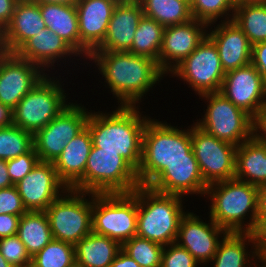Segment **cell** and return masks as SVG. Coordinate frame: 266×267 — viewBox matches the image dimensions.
<instances>
[{"mask_svg": "<svg viewBox=\"0 0 266 267\" xmlns=\"http://www.w3.org/2000/svg\"><path fill=\"white\" fill-rule=\"evenodd\" d=\"M0 253L14 267L31 265V257L17 234L0 239Z\"/></svg>", "mask_w": 266, "mask_h": 267, "instance_id": "38", "label": "cell"}, {"mask_svg": "<svg viewBox=\"0 0 266 267\" xmlns=\"http://www.w3.org/2000/svg\"><path fill=\"white\" fill-rule=\"evenodd\" d=\"M182 198L139 185L136 235L163 246L175 243L180 221L186 214Z\"/></svg>", "mask_w": 266, "mask_h": 267, "instance_id": "5", "label": "cell"}, {"mask_svg": "<svg viewBox=\"0 0 266 267\" xmlns=\"http://www.w3.org/2000/svg\"><path fill=\"white\" fill-rule=\"evenodd\" d=\"M81 104L71 103L44 128L33 134L39 161L54 162L66 146L85 127L90 112Z\"/></svg>", "mask_w": 266, "mask_h": 267, "instance_id": "13", "label": "cell"}, {"mask_svg": "<svg viewBox=\"0 0 266 267\" xmlns=\"http://www.w3.org/2000/svg\"><path fill=\"white\" fill-rule=\"evenodd\" d=\"M164 29L165 27L157 21L143 16L138 24L133 44L128 52L150 57L158 63Z\"/></svg>", "mask_w": 266, "mask_h": 267, "instance_id": "32", "label": "cell"}, {"mask_svg": "<svg viewBox=\"0 0 266 267\" xmlns=\"http://www.w3.org/2000/svg\"><path fill=\"white\" fill-rule=\"evenodd\" d=\"M21 216L0 214V239L17 234Z\"/></svg>", "mask_w": 266, "mask_h": 267, "instance_id": "44", "label": "cell"}, {"mask_svg": "<svg viewBox=\"0 0 266 267\" xmlns=\"http://www.w3.org/2000/svg\"><path fill=\"white\" fill-rule=\"evenodd\" d=\"M156 120V121H155ZM196 159L192 150L191 128L149 119L143 133L142 159L137 177L140 185L148 186L172 162Z\"/></svg>", "mask_w": 266, "mask_h": 267, "instance_id": "4", "label": "cell"}, {"mask_svg": "<svg viewBox=\"0 0 266 267\" xmlns=\"http://www.w3.org/2000/svg\"><path fill=\"white\" fill-rule=\"evenodd\" d=\"M139 185L137 171L119 152L92 146L84 172V192L132 193Z\"/></svg>", "mask_w": 266, "mask_h": 267, "instance_id": "8", "label": "cell"}, {"mask_svg": "<svg viewBox=\"0 0 266 267\" xmlns=\"http://www.w3.org/2000/svg\"><path fill=\"white\" fill-rule=\"evenodd\" d=\"M191 143L194 156L207 185L235 177L237 146L217 139L194 123L191 126Z\"/></svg>", "mask_w": 266, "mask_h": 267, "instance_id": "12", "label": "cell"}, {"mask_svg": "<svg viewBox=\"0 0 266 267\" xmlns=\"http://www.w3.org/2000/svg\"><path fill=\"white\" fill-rule=\"evenodd\" d=\"M220 93L253 117L266 104V81L250 63L226 72Z\"/></svg>", "mask_w": 266, "mask_h": 267, "instance_id": "15", "label": "cell"}, {"mask_svg": "<svg viewBox=\"0 0 266 267\" xmlns=\"http://www.w3.org/2000/svg\"><path fill=\"white\" fill-rule=\"evenodd\" d=\"M89 59L121 106H139L143 96L165 76L157 61L128 51H94Z\"/></svg>", "mask_w": 266, "mask_h": 267, "instance_id": "1", "label": "cell"}, {"mask_svg": "<svg viewBox=\"0 0 266 267\" xmlns=\"http://www.w3.org/2000/svg\"><path fill=\"white\" fill-rule=\"evenodd\" d=\"M19 0H0V26L5 29Z\"/></svg>", "mask_w": 266, "mask_h": 267, "instance_id": "46", "label": "cell"}, {"mask_svg": "<svg viewBox=\"0 0 266 267\" xmlns=\"http://www.w3.org/2000/svg\"><path fill=\"white\" fill-rule=\"evenodd\" d=\"M45 28L39 4L30 0H19L4 29L5 51L15 53L28 39Z\"/></svg>", "mask_w": 266, "mask_h": 267, "instance_id": "25", "label": "cell"}, {"mask_svg": "<svg viewBox=\"0 0 266 267\" xmlns=\"http://www.w3.org/2000/svg\"><path fill=\"white\" fill-rule=\"evenodd\" d=\"M0 267H14L9 264V262L0 253Z\"/></svg>", "mask_w": 266, "mask_h": 267, "instance_id": "55", "label": "cell"}, {"mask_svg": "<svg viewBox=\"0 0 266 267\" xmlns=\"http://www.w3.org/2000/svg\"><path fill=\"white\" fill-rule=\"evenodd\" d=\"M45 213L53 239L75 245L92 232V193L68 188Z\"/></svg>", "mask_w": 266, "mask_h": 267, "instance_id": "9", "label": "cell"}, {"mask_svg": "<svg viewBox=\"0 0 266 267\" xmlns=\"http://www.w3.org/2000/svg\"><path fill=\"white\" fill-rule=\"evenodd\" d=\"M251 63L261 73L266 81V41L252 46Z\"/></svg>", "mask_w": 266, "mask_h": 267, "instance_id": "43", "label": "cell"}, {"mask_svg": "<svg viewBox=\"0 0 266 267\" xmlns=\"http://www.w3.org/2000/svg\"><path fill=\"white\" fill-rule=\"evenodd\" d=\"M235 5L233 0H191L190 11L193 19L211 26V24L213 25L217 22V19L222 17L223 19L225 17V19L221 21L232 20Z\"/></svg>", "mask_w": 266, "mask_h": 267, "instance_id": "37", "label": "cell"}, {"mask_svg": "<svg viewBox=\"0 0 266 267\" xmlns=\"http://www.w3.org/2000/svg\"><path fill=\"white\" fill-rule=\"evenodd\" d=\"M110 1L115 2L116 4H120V3L127 2L129 0H110Z\"/></svg>", "mask_w": 266, "mask_h": 267, "instance_id": "57", "label": "cell"}, {"mask_svg": "<svg viewBox=\"0 0 266 267\" xmlns=\"http://www.w3.org/2000/svg\"><path fill=\"white\" fill-rule=\"evenodd\" d=\"M46 28L57 34L80 56V34L76 4H39Z\"/></svg>", "mask_w": 266, "mask_h": 267, "instance_id": "27", "label": "cell"}, {"mask_svg": "<svg viewBox=\"0 0 266 267\" xmlns=\"http://www.w3.org/2000/svg\"><path fill=\"white\" fill-rule=\"evenodd\" d=\"M7 168V160L0 159V189L13 186Z\"/></svg>", "mask_w": 266, "mask_h": 267, "instance_id": "48", "label": "cell"}, {"mask_svg": "<svg viewBox=\"0 0 266 267\" xmlns=\"http://www.w3.org/2000/svg\"><path fill=\"white\" fill-rule=\"evenodd\" d=\"M17 236L31 258L51 242L53 235L45 211H27L22 214Z\"/></svg>", "mask_w": 266, "mask_h": 267, "instance_id": "30", "label": "cell"}, {"mask_svg": "<svg viewBox=\"0 0 266 267\" xmlns=\"http://www.w3.org/2000/svg\"><path fill=\"white\" fill-rule=\"evenodd\" d=\"M266 225V183L258 186V234Z\"/></svg>", "mask_w": 266, "mask_h": 267, "instance_id": "45", "label": "cell"}, {"mask_svg": "<svg viewBox=\"0 0 266 267\" xmlns=\"http://www.w3.org/2000/svg\"><path fill=\"white\" fill-rule=\"evenodd\" d=\"M12 124V110L0 103V127Z\"/></svg>", "mask_w": 266, "mask_h": 267, "instance_id": "49", "label": "cell"}, {"mask_svg": "<svg viewBox=\"0 0 266 267\" xmlns=\"http://www.w3.org/2000/svg\"><path fill=\"white\" fill-rule=\"evenodd\" d=\"M143 16V10L137 0L117 4L108 24L106 37L95 51H129Z\"/></svg>", "mask_w": 266, "mask_h": 267, "instance_id": "23", "label": "cell"}, {"mask_svg": "<svg viewBox=\"0 0 266 267\" xmlns=\"http://www.w3.org/2000/svg\"><path fill=\"white\" fill-rule=\"evenodd\" d=\"M38 162L39 158L34 147L29 152L7 160L8 173L12 183L15 185L23 179Z\"/></svg>", "mask_w": 266, "mask_h": 267, "instance_id": "40", "label": "cell"}, {"mask_svg": "<svg viewBox=\"0 0 266 267\" xmlns=\"http://www.w3.org/2000/svg\"><path fill=\"white\" fill-rule=\"evenodd\" d=\"M116 3L110 0H78L80 56L89 58L104 41Z\"/></svg>", "mask_w": 266, "mask_h": 267, "instance_id": "19", "label": "cell"}, {"mask_svg": "<svg viewBox=\"0 0 266 267\" xmlns=\"http://www.w3.org/2000/svg\"><path fill=\"white\" fill-rule=\"evenodd\" d=\"M208 26L205 22L191 19L183 24L165 27L158 65L167 76L205 39Z\"/></svg>", "mask_w": 266, "mask_h": 267, "instance_id": "17", "label": "cell"}, {"mask_svg": "<svg viewBox=\"0 0 266 267\" xmlns=\"http://www.w3.org/2000/svg\"><path fill=\"white\" fill-rule=\"evenodd\" d=\"M15 186L27 211H45L68 189L59 179L53 162L42 161Z\"/></svg>", "mask_w": 266, "mask_h": 267, "instance_id": "16", "label": "cell"}, {"mask_svg": "<svg viewBox=\"0 0 266 267\" xmlns=\"http://www.w3.org/2000/svg\"><path fill=\"white\" fill-rule=\"evenodd\" d=\"M250 243L253 248L249 252L247 248ZM263 252L258 234L228 232L221 239L210 263H214L213 267H252V262H255L253 258H259Z\"/></svg>", "mask_w": 266, "mask_h": 267, "instance_id": "26", "label": "cell"}, {"mask_svg": "<svg viewBox=\"0 0 266 267\" xmlns=\"http://www.w3.org/2000/svg\"><path fill=\"white\" fill-rule=\"evenodd\" d=\"M199 97L208 102L203 118L194 123L199 128L235 146H239L252 137V117L223 94L213 92Z\"/></svg>", "mask_w": 266, "mask_h": 267, "instance_id": "10", "label": "cell"}, {"mask_svg": "<svg viewBox=\"0 0 266 267\" xmlns=\"http://www.w3.org/2000/svg\"><path fill=\"white\" fill-rule=\"evenodd\" d=\"M232 20L252 46L266 41V5H235Z\"/></svg>", "mask_w": 266, "mask_h": 267, "instance_id": "33", "label": "cell"}, {"mask_svg": "<svg viewBox=\"0 0 266 267\" xmlns=\"http://www.w3.org/2000/svg\"><path fill=\"white\" fill-rule=\"evenodd\" d=\"M163 245L135 236L122 244L121 250L141 267H161Z\"/></svg>", "mask_w": 266, "mask_h": 267, "instance_id": "35", "label": "cell"}, {"mask_svg": "<svg viewBox=\"0 0 266 267\" xmlns=\"http://www.w3.org/2000/svg\"><path fill=\"white\" fill-rule=\"evenodd\" d=\"M15 54L38 65L44 72L60 59L80 57L61 37L48 28L28 39ZM65 57V58H64ZM44 67V68H43Z\"/></svg>", "mask_w": 266, "mask_h": 267, "instance_id": "24", "label": "cell"}, {"mask_svg": "<svg viewBox=\"0 0 266 267\" xmlns=\"http://www.w3.org/2000/svg\"><path fill=\"white\" fill-rule=\"evenodd\" d=\"M140 106L119 105L112 113L91 112L86 126L92 144L100 151L119 152L136 171L142 159L143 133L150 116H142Z\"/></svg>", "mask_w": 266, "mask_h": 267, "instance_id": "2", "label": "cell"}, {"mask_svg": "<svg viewBox=\"0 0 266 267\" xmlns=\"http://www.w3.org/2000/svg\"><path fill=\"white\" fill-rule=\"evenodd\" d=\"M68 267H85V266L76 259H74V261Z\"/></svg>", "mask_w": 266, "mask_h": 267, "instance_id": "56", "label": "cell"}, {"mask_svg": "<svg viewBox=\"0 0 266 267\" xmlns=\"http://www.w3.org/2000/svg\"><path fill=\"white\" fill-rule=\"evenodd\" d=\"M111 267H141L138 263L129 257L122 250L118 253V255L114 258V261L111 264Z\"/></svg>", "mask_w": 266, "mask_h": 267, "instance_id": "47", "label": "cell"}, {"mask_svg": "<svg viewBox=\"0 0 266 267\" xmlns=\"http://www.w3.org/2000/svg\"><path fill=\"white\" fill-rule=\"evenodd\" d=\"M74 259L73 244L53 239L31 258L30 267H68Z\"/></svg>", "mask_w": 266, "mask_h": 267, "instance_id": "36", "label": "cell"}, {"mask_svg": "<svg viewBox=\"0 0 266 267\" xmlns=\"http://www.w3.org/2000/svg\"><path fill=\"white\" fill-rule=\"evenodd\" d=\"M217 26L209 29L207 36L217 47L225 73L250 64L252 45L243 30L233 20L221 21Z\"/></svg>", "mask_w": 266, "mask_h": 267, "instance_id": "21", "label": "cell"}, {"mask_svg": "<svg viewBox=\"0 0 266 267\" xmlns=\"http://www.w3.org/2000/svg\"><path fill=\"white\" fill-rule=\"evenodd\" d=\"M26 212L27 210L15 185L0 189V214L21 216Z\"/></svg>", "mask_w": 266, "mask_h": 267, "instance_id": "41", "label": "cell"}, {"mask_svg": "<svg viewBox=\"0 0 266 267\" xmlns=\"http://www.w3.org/2000/svg\"><path fill=\"white\" fill-rule=\"evenodd\" d=\"M205 195L211 202L209 218L218 226L227 232L258 234V186L233 178L208 185Z\"/></svg>", "mask_w": 266, "mask_h": 267, "instance_id": "3", "label": "cell"}, {"mask_svg": "<svg viewBox=\"0 0 266 267\" xmlns=\"http://www.w3.org/2000/svg\"><path fill=\"white\" fill-rule=\"evenodd\" d=\"M46 74L38 65L6 53L0 59V103L13 110Z\"/></svg>", "mask_w": 266, "mask_h": 267, "instance_id": "14", "label": "cell"}, {"mask_svg": "<svg viewBox=\"0 0 266 267\" xmlns=\"http://www.w3.org/2000/svg\"><path fill=\"white\" fill-rule=\"evenodd\" d=\"M0 50H5L4 29L0 26Z\"/></svg>", "mask_w": 266, "mask_h": 267, "instance_id": "54", "label": "cell"}, {"mask_svg": "<svg viewBox=\"0 0 266 267\" xmlns=\"http://www.w3.org/2000/svg\"><path fill=\"white\" fill-rule=\"evenodd\" d=\"M190 252L176 242L163 247L161 267H199Z\"/></svg>", "mask_w": 266, "mask_h": 267, "instance_id": "39", "label": "cell"}, {"mask_svg": "<svg viewBox=\"0 0 266 267\" xmlns=\"http://www.w3.org/2000/svg\"><path fill=\"white\" fill-rule=\"evenodd\" d=\"M48 75L12 110V124L33 134L48 125L71 104L66 102L67 94L59 79Z\"/></svg>", "mask_w": 266, "mask_h": 267, "instance_id": "7", "label": "cell"}, {"mask_svg": "<svg viewBox=\"0 0 266 267\" xmlns=\"http://www.w3.org/2000/svg\"><path fill=\"white\" fill-rule=\"evenodd\" d=\"M234 178L255 186L266 183V144L251 137L237 146Z\"/></svg>", "mask_w": 266, "mask_h": 267, "instance_id": "28", "label": "cell"}, {"mask_svg": "<svg viewBox=\"0 0 266 267\" xmlns=\"http://www.w3.org/2000/svg\"><path fill=\"white\" fill-rule=\"evenodd\" d=\"M33 147V133L14 124L0 127V159H14Z\"/></svg>", "mask_w": 266, "mask_h": 267, "instance_id": "34", "label": "cell"}, {"mask_svg": "<svg viewBox=\"0 0 266 267\" xmlns=\"http://www.w3.org/2000/svg\"><path fill=\"white\" fill-rule=\"evenodd\" d=\"M32 2L42 4V3H56V4H64V5H74L78 0H30Z\"/></svg>", "mask_w": 266, "mask_h": 267, "instance_id": "50", "label": "cell"}, {"mask_svg": "<svg viewBox=\"0 0 266 267\" xmlns=\"http://www.w3.org/2000/svg\"><path fill=\"white\" fill-rule=\"evenodd\" d=\"M256 261H258L259 263L262 262L261 263L262 265L260 266L259 264H256V262H255V263H253L254 266L252 265V267H256L258 265H259L258 267H266V252H263L262 255L256 259Z\"/></svg>", "mask_w": 266, "mask_h": 267, "instance_id": "53", "label": "cell"}, {"mask_svg": "<svg viewBox=\"0 0 266 267\" xmlns=\"http://www.w3.org/2000/svg\"><path fill=\"white\" fill-rule=\"evenodd\" d=\"M236 5H266V0H239Z\"/></svg>", "mask_w": 266, "mask_h": 267, "instance_id": "51", "label": "cell"}, {"mask_svg": "<svg viewBox=\"0 0 266 267\" xmlns=\"http://www.w3.org/2000/svg\"><path fill=\"white\" fill-rule=\"evenodd\" d=\"M90 131L86 126L53 162L59 179L70 189L84 192V172L92 148Z\"/></svg>", "mask_w": 266, "mask_h": 267, "instance_id": "22", "label": "cell"}, {"mask_svg": "<svg viewBox=\"0 0 266 267\" xmlns=\"http://www.w3.org/2000/svg\"><path fill=\"white\" fill-rule=\"evenodd\" d=\"M144 16L162 26H173L189 22L192 18L190 3L186 0H137Z\"/></svg>", "mask_w": 266, "mask_h": 267, "instance_id": "31", "label": "cell"}, {"mask_svg": "<svg viewBox=\"0 0 266 267\" xmlns=\"http://www.w3.org/2000/svg\"><path fill=\"white\" fill-rule=\"evenodd\" d=\"M7 52L5 50H0V59L6 54Z\"/></svg>", "mask_w": 266, "mask_h": 267, "instance_id": "58", "label": "cell"}, {"mask_svg": "<svg viewBox=\"0 0 266 267\" xmlns=\"http://www.w3.org/2000/svg\"><path fill=\"white\" fill-rule=\"evenodd\" d=\"M209 222H204L193 212H186L176 239V243L187 249L199 264L205 265L214 258L220 239L228 233L211 218Z\"/></svg>", "mask_w": 266, "mask_h": 267, "instance_id": "18", "label": "cell"}, {"mask_svg": "<svg viewBox=\"0 0 266 267\" xmlns=\"http://www.w3.org/2000/svg\"><path fill=\"white\" fill-rule=\"evenodd\" d=\"M259 239L263 251H266V225L259 232Z\"/></svg>", "mask_w": 266, "mask_h": 267, "instance_id": "52", "label": "cell"}, {"mask_svg": "<svg viewBox=\"0 0 266 267\" xmlns=\"http://www.w3.org/2000/svg\"><path fill=\"white\" fill-rule=\"evenodd\" d=\"M148 187L160 193L184 198L188 194L205 196L208 185L204 182L197 160L190 159L166 165Z\"/></svg>", "mask_w": 266, "mask_h": 267, "instance_id": "20", "label": "cell"}, {"mask_svg": "<svg viewBox=\"0 0 266 267\" xmlns=\"http://www.w3.org/2000/svg\"><path fill=\"white\" fill-rule=\"evenodd\" d=\"M252 137L266 144V104L252 117Z\"/></svg>", "mask_w": 266, "mask_h": 267, "instance_id": "42", "label": "cell"}, {"mask_svg": "<svg viewBox=\"0 0 266 267\" xmlns=\"http://www.w3.org/2000/svg\"><path fill=\"white\" fill-rule=\"evenodd\" d=\"M74 246L75 259L85 267H111L122 245L107 236L91 232Z\"/></svg>", "mask_w": 266, "mask_h": 267, "instance_id": "29", "label": "cell"}, {"mask_svg": "<svg viewBox=\"0 0 266 267\" xmlns=\"http://www.w3.org/2000/svg\"><path fill=\"white\" fill-rule=\"evenodd\" d=\"M182 79L198 96L220 92L225 71L222 68L217 47L206 36L198 47L171 72Z\"/></svg>", "mask_w": 266, "mask_h": 267, "instance_id": "11", "label": "cell"}, {"mask_svg": "<svg viewBox=\"0 0 266 267\" xmlns=\"http://www.w3.org/2000/svg\"><path fill=\"white\" fill-rule=\"evenodd\" d=\"M138 187L132 193H92V232L121 245L136 236Z\"/></svg>", "mask_w": 266, "mask_h": 267, "instance_id": "6", "label": "cell"}]
</instances>
